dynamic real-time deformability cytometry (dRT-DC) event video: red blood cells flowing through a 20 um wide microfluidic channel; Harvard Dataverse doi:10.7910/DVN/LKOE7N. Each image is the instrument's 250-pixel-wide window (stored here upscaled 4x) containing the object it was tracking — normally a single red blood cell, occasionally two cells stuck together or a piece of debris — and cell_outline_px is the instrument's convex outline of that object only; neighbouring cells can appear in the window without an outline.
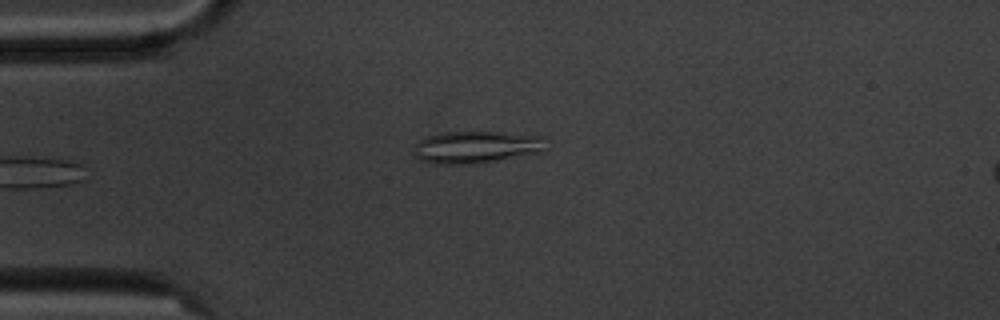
{"species": "common noctule bat (a hibernating species)", "species_latin": "Nyctalus noctula", "temperature_condition": "cold", "stored_images_in_passage": 5, "camera_frame_rate_fps": 3000, "um_per_image_px": 0.085, "animal": {"sex": "male", "body_mass_g": 20.1, "forearm_length_mm": 53.5}, "frame": {"image": 1, "passage_image": 5, "time_ms": 5.667, "image_size_px": [1000, 320], "cell_outline_px": [[548, 136], [544, 148], [540, 152], [496, 160], [468, 164], [436, 164], [420, 160], [416, 156], [416, 144], [420, 140], [428, 136], [448, 132], [504, 132]], "centroid_in_image_um": [40.54, 12.49], "position_along_channel_um": 44.5, "area_um2": 24.57}}